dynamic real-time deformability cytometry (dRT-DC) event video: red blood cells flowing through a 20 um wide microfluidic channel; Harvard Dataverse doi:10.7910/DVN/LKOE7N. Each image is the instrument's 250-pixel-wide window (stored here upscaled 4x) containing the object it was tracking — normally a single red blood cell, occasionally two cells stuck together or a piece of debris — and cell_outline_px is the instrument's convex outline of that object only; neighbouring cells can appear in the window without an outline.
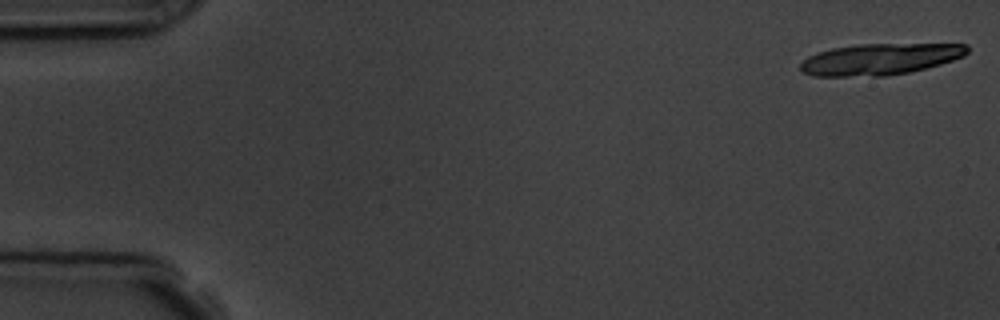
{"species": "common noctule bat (a hibernating species)", "species_latin": "Nyctalus noctula", "temperature_condition": "room temperature", "stored_images_in_passage": 6, "camera_frame_rate_fps": 3000, "um_per_image_px": 0.085, "animal": {"sex": "male", "body_mass_g": 19.5, "forearm_length_mm": 54.6}, "frame": {"image": 1, "passage_image": 1, "time_ms": 0.0, "image_size_px": [1000, 320], "cell_outline_px": [[968, 52], [964, 56], [940, 64], [908, 72], [884, 76], [812, 76], [800, 72], [800, 64], [808, 56], [816, 52], [832, 48], [856, 44], [968, 44]], "centroid_in_image_um": [74.75, 5.03], "position_along_channel_um": 10.3, "area_um2": 30.52}}